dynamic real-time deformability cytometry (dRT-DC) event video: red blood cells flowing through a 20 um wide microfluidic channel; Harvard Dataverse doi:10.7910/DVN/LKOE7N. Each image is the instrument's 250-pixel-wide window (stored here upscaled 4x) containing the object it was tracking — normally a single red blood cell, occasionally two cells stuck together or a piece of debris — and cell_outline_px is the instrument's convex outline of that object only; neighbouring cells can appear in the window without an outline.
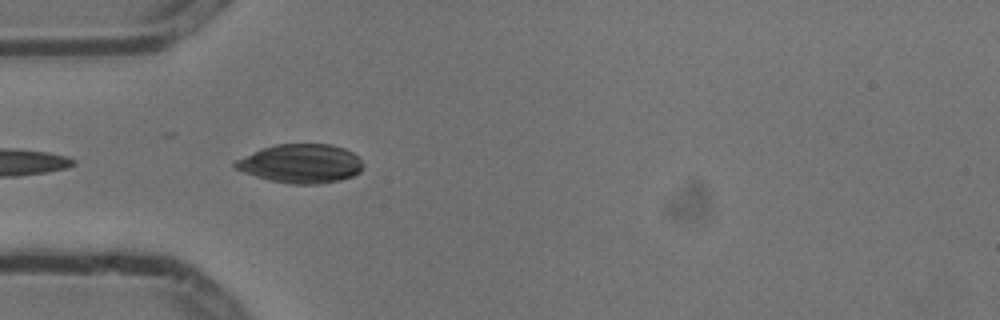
{"species": "common noctule bat (a hibernating species)", "species_latin": "Nyctalus noctula", "temperature_condition": "cold", "stored_images_in_passage": 5, "camera_frame_rate_fps": 3000, "um_per_image_px": 0.085, "animal": {"sex": "male", "body_mass_g": 13.3}, "frame": {"image": 1, "passage_image": 5, "time_ms": 1.333, "image_size_px": [1000, 320], "cell_outline_px": [[364, 164], [360, 172], [352, 176], [340, 180], [316, 184], [288, 184], [268, 180], [244, 172], [236, 168], [232, 164], [236, 160], [264, 148], [276, 144], [332, 144], [344, 148], [352, 152]], "centroid_in_image_um": [25.6, 13.91], "position_along_channel_um": 59.4, "area_um2": 28.78}}